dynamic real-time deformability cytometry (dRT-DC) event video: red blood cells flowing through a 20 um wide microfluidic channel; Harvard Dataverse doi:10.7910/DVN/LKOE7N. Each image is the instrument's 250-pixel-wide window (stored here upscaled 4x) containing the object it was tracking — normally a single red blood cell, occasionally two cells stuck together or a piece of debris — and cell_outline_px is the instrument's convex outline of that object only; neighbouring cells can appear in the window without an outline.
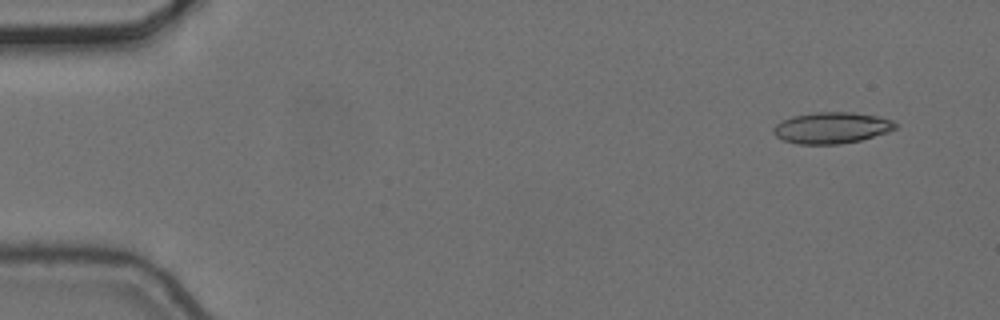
{"species": "common noctule bat (a hibernating species)", "species_latin": "Nyctalus noctula", "temperature_condition": "cold", "stored_images_in_passage": 4, "camera_frame_rate_fps": 3000, "um_per_image_px": 0.085, "animal": {"sex": "female", "body_mass_g": 24.6, "forearm_length_mm": 56.2}, "frame": {"image": 1, "passage_image": 1, "time_ms": 0.0, "image_size_px": [1000, 320], "cell_outline_px": [[900, 124], [896, 128], [888, 132], [860, 140], [840, 144], [796, 144], [784, 140], [776, 136], [772, 132], [772, 128], [780, 120], [792, 116], [812, 112], [852, 112], [876, 116], [892, 120]], "centroid_in_image_um": [70.67, 10.86], "position_along_channel_um": 14.3, "area_um2": 22.43}}
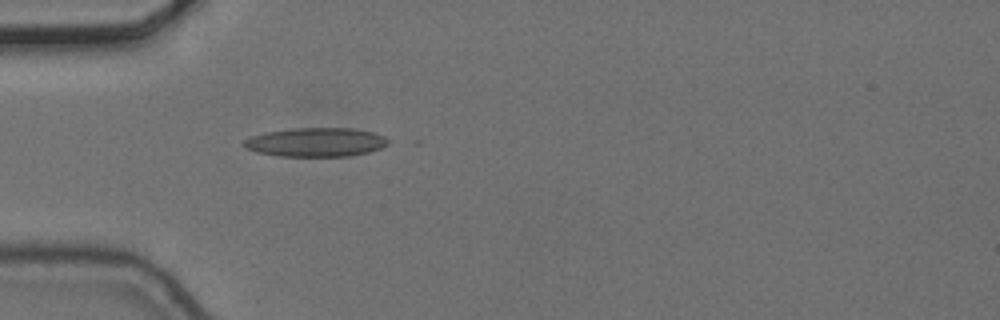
{"frame": {"image": 2, "passage_image": 4, "time_ms": 1.0, "image_size_px": [1000, 320], "cell_outline_px": [[388, 144], [380, 148], [368, 152], [348, 156], [280, 156], [256, 152], [240, 144], [244, 140], [252, 136], [264, 132], [292, 128], [352, 128], [372, 132], [384, 136], [388, 140]], "centroid_in_image_um": [26.82, 12.08], "position_along_channel_um": 58.2, "area_um2": 24.28}}